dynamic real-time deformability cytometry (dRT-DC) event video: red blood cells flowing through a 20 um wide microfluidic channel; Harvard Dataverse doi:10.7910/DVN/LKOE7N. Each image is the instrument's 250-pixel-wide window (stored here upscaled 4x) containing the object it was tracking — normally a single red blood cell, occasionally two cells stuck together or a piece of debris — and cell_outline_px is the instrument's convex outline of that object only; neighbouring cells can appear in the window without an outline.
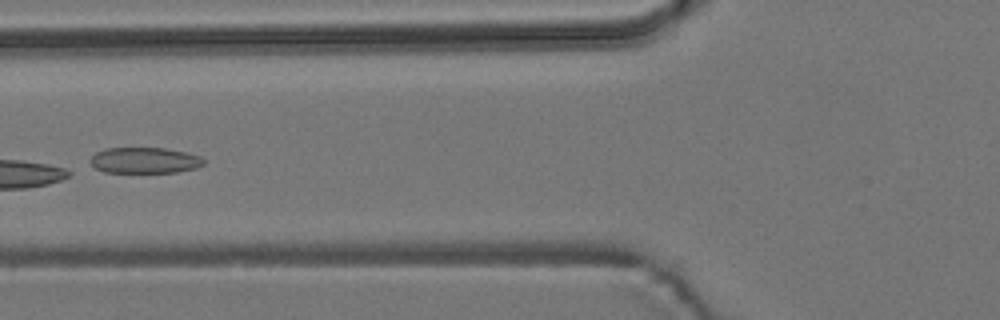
{"species": "common noctule bat (a hibernating species)", "species_latin": "Nyctalus noctula", "temperature_condition": "room temperature", "stored_images_in_passage": 5, "camera_frame_rate_fps": 3000, "um_per_image_px": 0.085, "animal": {"sex": "male", "body_mass_g": 19.2, "forearm_length_mm": 51.8}, "frame": {"image": 1, "passage_image": 5, "time_ms": 6.333, "image_size_px": [1000, 320], "cell_outline_px": [[204, 164], [196, 168], [176, 172], [104, 172], [88, 164], [88, 160], [96, 152], [104, 148], [164, 148], [184, 152], [200, 156], [204, 160]], "centroid_in_image_um": [12.24, 13.63], "position_along_channel_um": 113.6, "area_um2": 17.17}}